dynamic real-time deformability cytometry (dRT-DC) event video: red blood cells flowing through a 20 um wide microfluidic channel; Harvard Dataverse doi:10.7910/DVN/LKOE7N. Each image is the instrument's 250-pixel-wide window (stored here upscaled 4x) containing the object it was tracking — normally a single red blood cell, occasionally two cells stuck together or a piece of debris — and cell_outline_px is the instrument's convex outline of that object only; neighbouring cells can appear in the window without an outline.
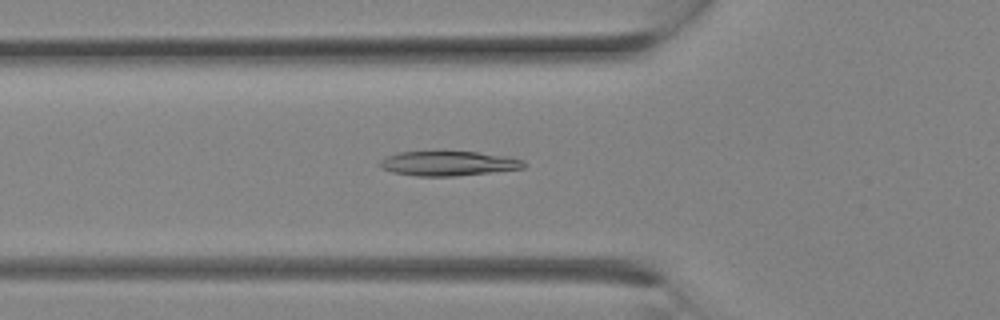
{"species": "Egyptian fruit bat (a non-hibernating species)", "species_latin": "Rousettus aegyptiacus", "temperature_condition": "room temperature", "stored_images_in_passage": 9, "camera_frame_rate_fps": 3000, "um_per_image_px": 0.085, "animal": {"sex": "female"}, "frame": {"image": 1, "passage_image": 7, "time_ms": 2.0, "image_size_px": [1000, 320], "cell_outline_px": [[524, 168], [456, 176], [416, 176], [392, 172], [380, 168], [380, 160], [396, 152], [440, 148], [476, 152], [508, 156], [524, 160]], "centroid_in_image_um": [38.04, 13.84], "position_along_channel_um": 87.8, "area_um2": 21.68}}
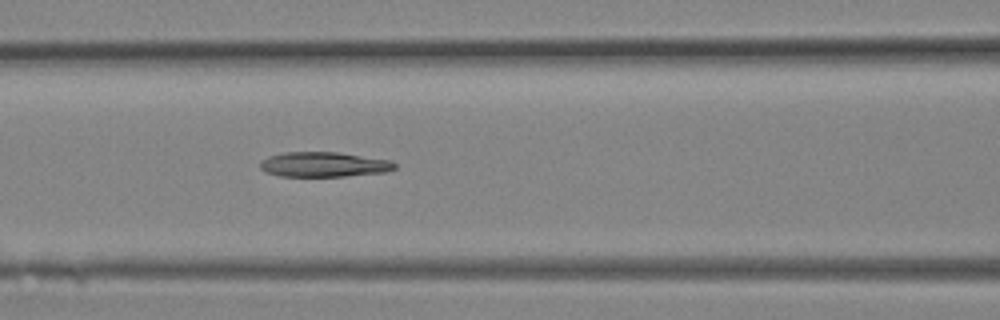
{"frame": {"image": 2, "passage_image": 9, "time_ms": 2.667, "image_size_px": [1000, 320], "cell_outline_px": [[396, 168], [388, 172], [344, 176], [280, 176], [264, 172], [260, 168], [260, 160], [268, 156], [284, 152], [336, 152], [392, 160], [396, 164]], "centroid_in_image_um": [27.52, 13.98], "position_along_channel_um": 139.1, "area_um2": 19.71}}